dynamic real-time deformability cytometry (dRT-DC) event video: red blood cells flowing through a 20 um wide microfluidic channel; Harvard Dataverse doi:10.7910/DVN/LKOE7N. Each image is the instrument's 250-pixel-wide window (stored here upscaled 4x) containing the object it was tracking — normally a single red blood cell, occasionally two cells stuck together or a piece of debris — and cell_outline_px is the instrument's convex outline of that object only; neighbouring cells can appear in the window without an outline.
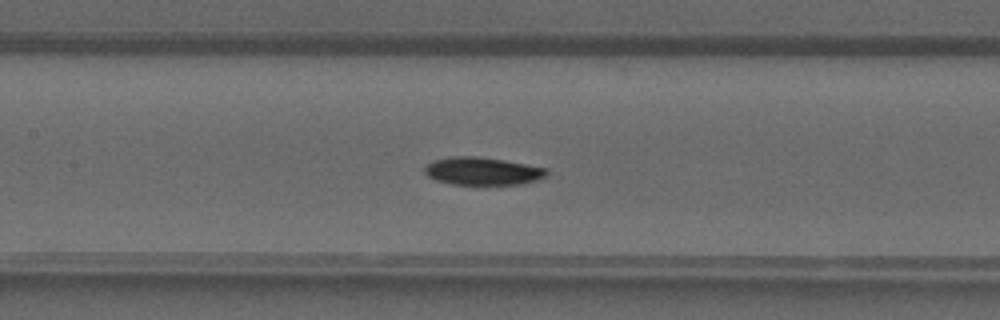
{"species": "common noctule bat (a hibernating species)", "species_latin": "Nyctalus noctula", "temperature_condition": "warm", "stored_images_in_passage": 35, "camera_frame_rate_fps": 3000, "um_per_image_px": 0.085, "animal": {"sex": "male", "forearm_length_mm": 52.5}, "frame": {"image": 1, "passage_image": 19, "time_ms": 6.0, "image_size_px": [1000, 320], "cell_outline_px": [[548, 172], [540, 180], [520, 184], [452, 184], [436, 180], [428, 176], [424, 172], [424, 164], [432, 160], [452, 156], [476, 156], [504, 160], [548, 168]], "centroid_in_image_um": [40.99, 14.53], "position_along_channel_um": 166.4, "area_um2": 19.88}}
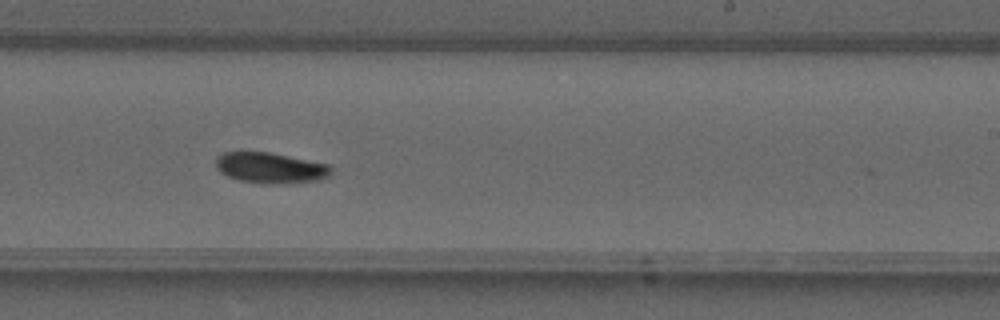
{"frame": {"image": 2, "passage_image": 25, "time_ms": 8.0, "image_size_px": [1000, 320], "cell_outline_px": [[332, 172], [328, 176], [320, 180], [284, 184], [264, 184], [240, 180], [228, 176], [220, 172], [216, 168], [216, 156], [224, 152], [268, 152], [328, 164], [332, 168]], "centroid_in_image_um": [22.99, 14.28], "position_along_channel_um": 266.0, "area_um2": 20.69}}
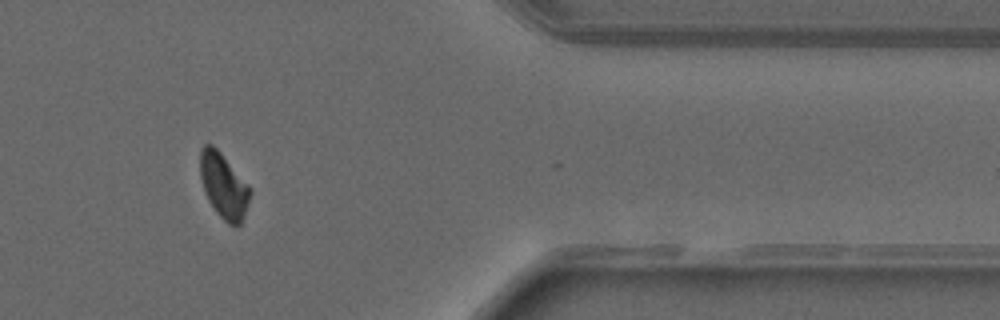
{"frame": {"image": 3, "passage_image": 34, "time_ms": 11.0, "image_size_px": [1000, 320], "cell_outline_px": [[252, 192], [244, 216], [240, 224], [228, 224], [216, 212], [208, 200], [200, 176], [200, 152], [204, 144], [212, 144], [220, 152], [252, 188]], "centroid_in_image_um": [19.03, 15.78], "position_along_channel_um": 392.4, "area_um2": 18.79}}